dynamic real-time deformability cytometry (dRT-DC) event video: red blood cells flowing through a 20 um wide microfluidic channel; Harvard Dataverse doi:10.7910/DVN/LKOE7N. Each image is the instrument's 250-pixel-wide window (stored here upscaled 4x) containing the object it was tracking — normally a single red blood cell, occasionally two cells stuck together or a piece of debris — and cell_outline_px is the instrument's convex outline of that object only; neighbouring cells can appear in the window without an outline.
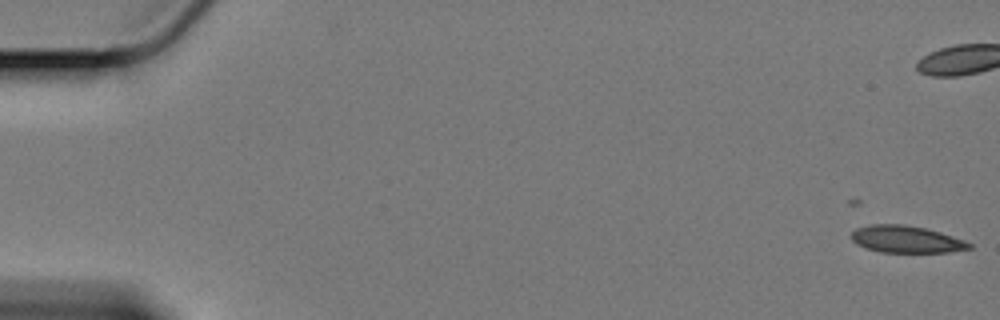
{"species": "Egyptian fruit bat (a non-hibernating species)", "species_latin": "Rousettus aegyptiacus", "temperature_condition": "cold", "stored_images_in_passage": 24, "camera_frame_rate_fps": 3000, "um_per_image_px": 0.085, "animal": {"sex": "female"}, "frame": {"image": 1, "passage_image": 1, "time_ms": 0.0, "image_size_px": [1000, 320], "cell_outline_px": [[972, 248], [948, 252], [880, 252], [864, 248], [856, 244], [852, 240], [852, 232], [856, 228], [872, 224], [904, 224], [924, 228], [940, 232], [964, 240], [972, 244]], "centroid_in_image_um": [77.01, 20.34], "position_along_channel_um": 8.0, "area_um2": 18.55}}
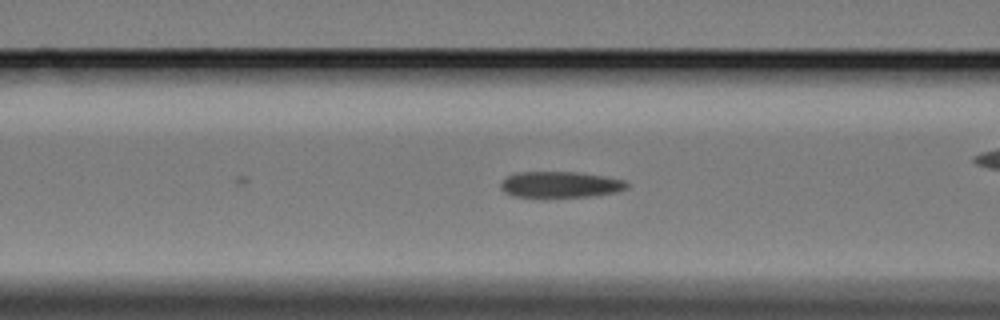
{"frame": {"image": 2, "passage_image": 24, "time_ms": 7.667, "image_size_px": [1000, 320], "cell_outline_px": [[628, 188], [616, 192], [592, 196], [512, 196], [504, 192], [500, 188], [500, 184], [508, 176], [516, 172], [576, 172], [604, 176], [624, 180], [628, 184]], "centroid_in_image_um": [47.63, 15.67], "position_along_channel_um": 119.0, "area_um2": 18.9}}